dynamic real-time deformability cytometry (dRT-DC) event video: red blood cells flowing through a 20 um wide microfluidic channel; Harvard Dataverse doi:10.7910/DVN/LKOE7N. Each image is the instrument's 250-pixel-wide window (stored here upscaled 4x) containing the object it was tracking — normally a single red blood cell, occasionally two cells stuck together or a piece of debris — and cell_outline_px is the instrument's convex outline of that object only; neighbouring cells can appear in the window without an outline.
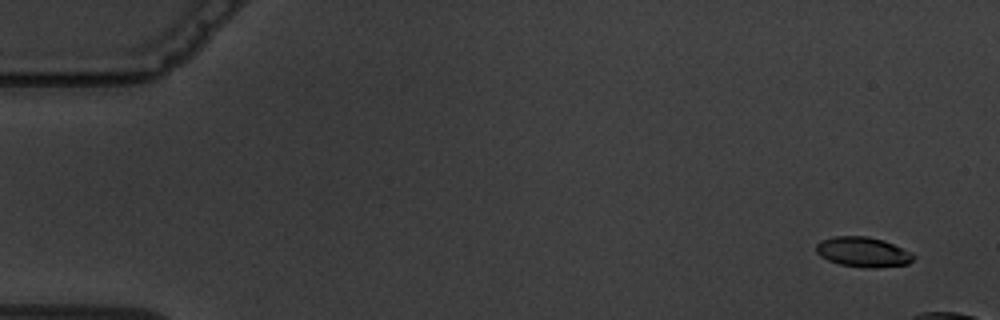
{"species": "common noctule bat (a hibernating species)", "species_latin": "Nyctalus noctula", "temperature_condition": "warm", "stored_images_in_passage": 4, "camera_frame_rate_fps": 3000, "um_per_image_px": 0.085, "animal": {"sex": "male", "body_mass_g": 19.5, "forearm_length_mm": 54.6}, "frame": {"image": 1, "passage_image": 1, "time_ms": 0.0, "image_size_px": [1000, 320], "cell_outline_px": [[916, 256], [908, 264], [876, 268], [864, 268], [840, 264], [828, 260], [820, 256], [816, 252], [816, 244], [820, 240], [832, 236], [868, 236], [884, 240]], "centroid_in_image_um": [73.31, 21.42], "position_along_channel_um": 11.7, "area_um2": 16.99}}